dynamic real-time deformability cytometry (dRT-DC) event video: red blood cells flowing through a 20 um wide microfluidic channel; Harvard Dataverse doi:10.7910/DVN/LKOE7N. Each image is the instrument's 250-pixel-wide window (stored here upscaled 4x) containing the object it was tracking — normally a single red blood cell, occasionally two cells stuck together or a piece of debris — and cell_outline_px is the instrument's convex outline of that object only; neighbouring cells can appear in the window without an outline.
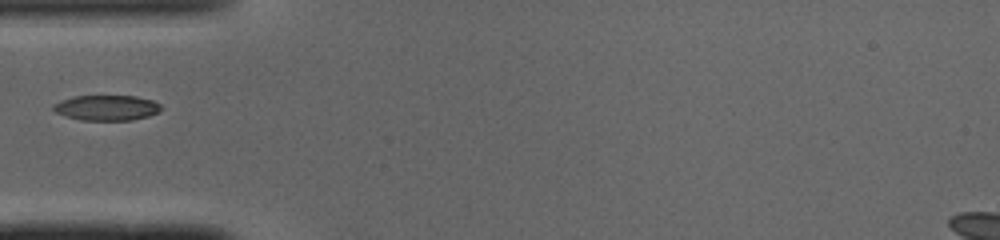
{"species": "common noctule bat (a hibernating species)", "species_latin": "Nyctalus noctula", "temperature_condition": "cold", "stored_images_in_passage": 33, "camera_frame_rate_fps": 3000, "um_per_image_px": 0.085, "animal": {"sex": "male", "body_mass_g": 19.0, "forearm_length_mm": 50.8}, "frame": {"image": 1, "passage_image": 1, "time_ms": 0.0, "image_size_px": [1000, 240], "cell_outline_px": [[164, 108], [160, 112], [148, 116], [132, 120], [80, 120], [64, 116], [56, 112], [52, 108], [52, 104], [60, 100], [72, 96], [136, 96], [152, 100], [160, 104]], "centroid_in_image_um": [9.06, 9.16], "position_along_channel_um": 75.9, "area_um2": 16.13}}
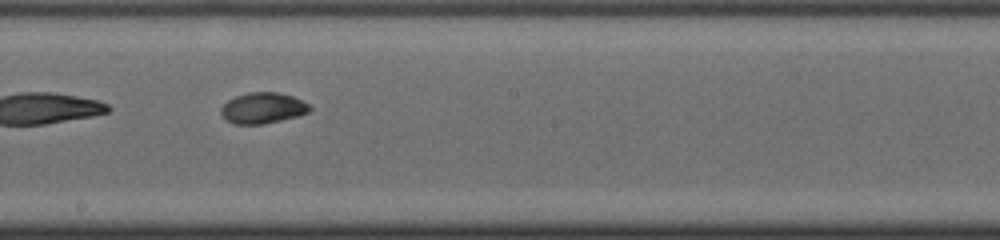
{"frame": {"image": 2, "passage_image": 12, "time_ms": 3.667, "image_size_px": [1000, 240], "cell_outline_px": [[312, 108], [308, 112], [300, 116], [264, 124], [236, 124], [224, 120], [220, 116], [220, 108], [228, 100], [236, 96], [248, 92], [276, 92], [292, 96], [308, 104]], "centroid_in_image_um": [22.3, 9.2], "position_along_channel_um": 225.9, "area_um2": 16.13}}
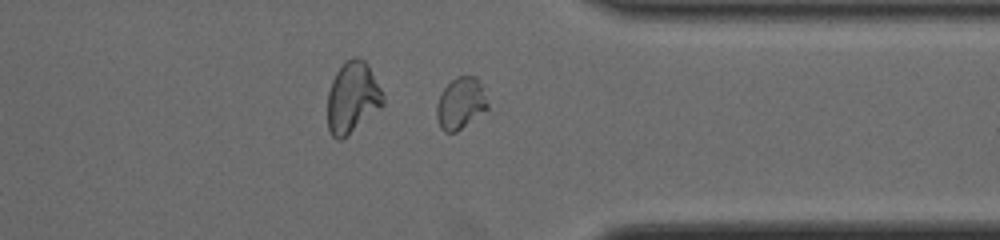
{"frame": {"image": 3, "passage_image": 23, "time_ms": 7.333, "image_size_px": [1000, 240], "cell_outline_px": [[488, 108], [456, 132], [444, 132], [440, 128], [436, 116], [436, 104], [440, 92], [456, 76], [476, 76], [480, 84], [488, 104]], "centroid_in_image_um": [39.11, 8.78], "position_along_channel_um": 372.3, "area_um2": 15.2}}